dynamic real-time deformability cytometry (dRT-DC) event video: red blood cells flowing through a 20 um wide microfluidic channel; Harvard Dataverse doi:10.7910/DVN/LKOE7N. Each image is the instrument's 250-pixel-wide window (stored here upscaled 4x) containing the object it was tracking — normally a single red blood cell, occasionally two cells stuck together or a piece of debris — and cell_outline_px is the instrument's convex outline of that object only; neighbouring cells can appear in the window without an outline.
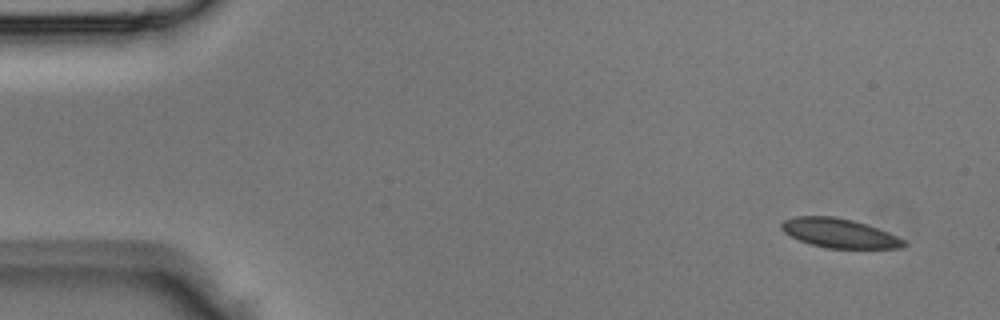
{"species": "Egyptian fruit bat (a non-hibernating species)", "species_latin": "Rousettus aegyptiacus", "temperature_condition": "room temperature", "stored_images_in_passage": 4, "camera_frame_rate_fps": 3000, "um_per_image_px": 0.085, "animal": {"sex": "male"}, "frame": {"image": 1, "passage_image": 1, "time_ms": 0.0, "image_size_px": [1000, 320], "cell_outline_px": [[908, 244], [904, 248], [828, 248], [812, 244], [800, 240], [784, 232], [780, 228], [780, 224], [784, 220], [796, 216], [832, 216], [852, 220], [868, 224], [888, 232], [904, 240]], "centroid_in_image_um": [71.36, 19.81], "position_along_channel_um": 13.6, "area_um2": 20.75}}
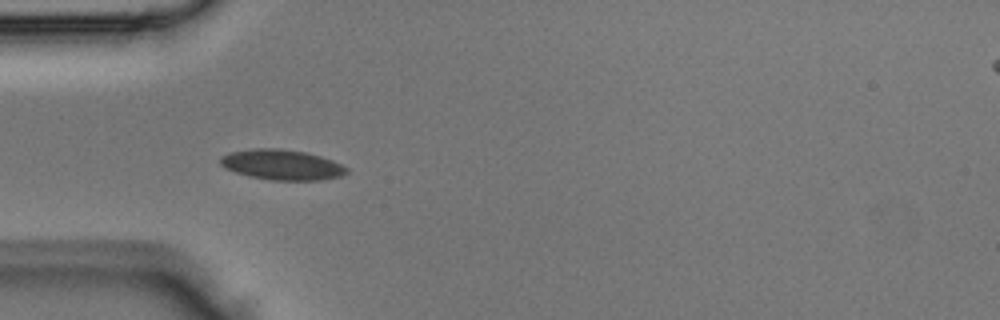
{"frame": {"image": 2, "passage_image": 4, "time_ms": 1.0, "image_size_px": [1000, 320], "cell_outline_px": [[348, 172], [340, 176], [320, 180], [272, 180], [248, 176], [224, 168], [220, 164], [220, 156], [228, 152], [252, 148], [280, 148], [304, 152], [320, 156], [332, 160], [348, 168]], "centroid_in_image_um": [23.92, 13.99], "position_along_channel_um": 61.1, "area_um2": 22.37}}